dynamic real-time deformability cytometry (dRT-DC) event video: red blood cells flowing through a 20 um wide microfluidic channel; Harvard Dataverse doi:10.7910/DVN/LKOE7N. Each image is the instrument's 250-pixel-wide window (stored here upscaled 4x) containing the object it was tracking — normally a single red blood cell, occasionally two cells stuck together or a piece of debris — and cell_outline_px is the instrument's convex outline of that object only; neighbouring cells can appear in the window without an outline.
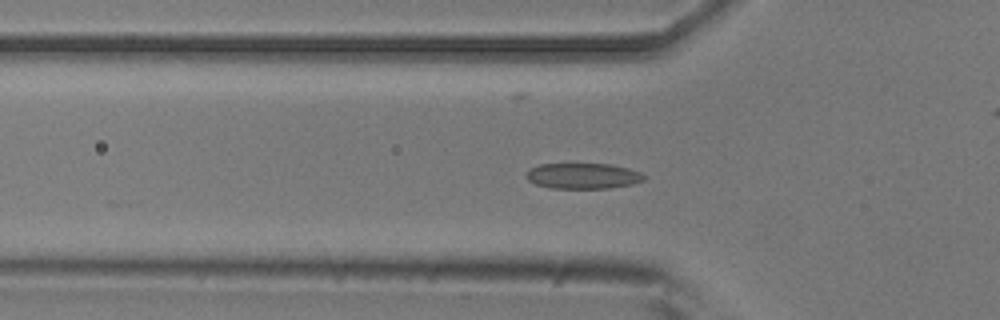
{"species": "common noctule bat (a hibernating species)", "species_latin": "Nyctalus noctula", "temperature_condition": "room temperature", "stored_images_in_passage": 43, "camera_frame_rate_fps": 3000, "um_per_image_px": 0.085, "animal": {"sex": "male", "body_mass_g": 20.5, "forearm_length_mm": 52.5}, "frame": {"image": 1, "passage_image": 11, "time_ms": 3.333, "image_size_px": [1000, 320], "cell_outline_px": [[644, 180], [632, 184], [608, 188], [552, 188], [536, 184], [528, 180], [524, 176], [532, 168], [540, 164], [612, 164], [628, 168], [640, 172], [644, 176]], "centroid_in_image_um": [49.55, 14.95], "position_along_channel_um": 76.2, "area_um2": 17.46}}
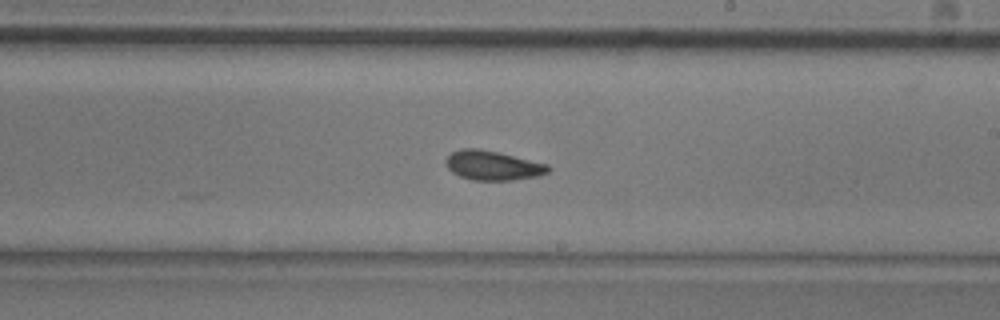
{"frame": {"image": 2, "passage_image": 24, "time_ms": 7.667, "image_size_px": [1000, 320], "cell_outline_px": [[552, 168], [548, 172], [540, 176], [512, 180], [472, 180], [460, 176], [452, 172], [448, 168], [444, 160], [452, 152], [460, 148], [480, 148], [548, 164]], "centroid_in_image_um": [41.89, 14.06], "position_along_channel_um": 247.1, "area_um2": 17.63}}
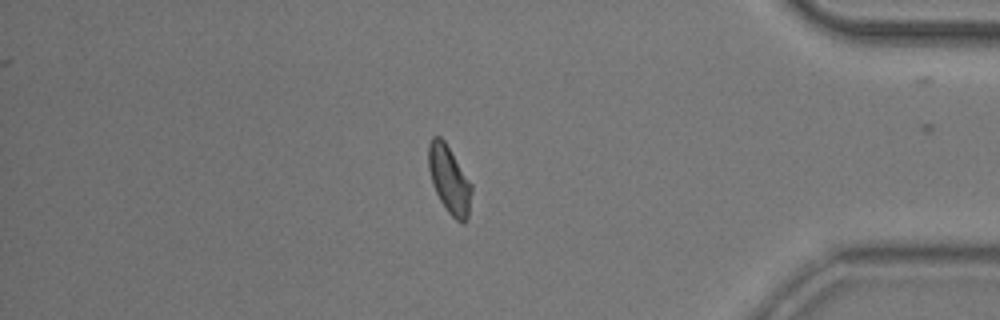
{"frame": {"image": 3, "passage_image": 38, "time_ms": 12.333, "image_size_px": [1000, 320], "cell_outline_px": [[472, 192], [468, 220], [464, 224], [460, 224], [448, 212], [440, 200], [432, 184], [428, 168], [428, 144], [432, 136], [440, 136], [444, 140], [472, 184]], "centroid_in_image_um": [38.19, 15.29], "position_along_channel_um": 397.0, "area_um2": 17.17}}